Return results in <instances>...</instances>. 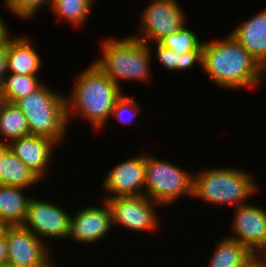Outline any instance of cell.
<instances>
[{"mask_svg": "<svg viewBox=\"0 0 266 267\" xmlns=\"http://www.w3.org/2000/svg\"><path fill=\"white\" fill-rule=\"evenodd\" d=\"M202 70L212 84L226 90L256 88L266 79L259 64L230 33L220 40L203 41Z\"/></svg>", "mask_w": 266, "mask_h": 267, "instance_id": "1", "label": "cell"}, {"mask_svg": "<svg viewBox=\"0 0 266 267\" xmlns=\"http://www.w3.org/2000/svg\"><path fill=\"white\" fill-rule=\"evenodd\" d=\"M74 81L73 91L65 95L68 124L75 113L93 129L102 131L123 91L93 63L79 72Z\"/></svg>", "mask_w": 266, "mask_h": 267, "instance_id": "2", "label": "cell"}, {"mask_svg": "<svg viewBox=\"0 0 266 267\" xmlns=\"http://www.w3.org/2000/svg\"><path fill=\"white\" fill-rule=\"evenodd\" d=\"M151 44L130 36L122 39L106 38L100 43L102 56L93 61L103 73L122 90L120 81L151 80L150 63L154 55Z\"/></svg>", "mask_w": 266, "mask_h": 267, "instance_id": "3", "label": "cell"}, {"mask_svg": "<svg viewBox=\"0 0 266 267\" xmlns=\"http://www.w3.org/2000/svg\"><path fill=\"white\" fill-rule=\"evenodd\" d=\"M260 188L254 176L245 170L226 167L201 170L193 174V198L218 205L246 204Z\"/></svg>", "mask_w": 266, "mask_h": 267, "instance_id": "4", "label": "cell"}, {"mask_svg": "<svg viewBox=\"0 0 266 267\" xmlns=\"http://www.w3.org/2000/svg\"><path fill=\"white\" fill-rule=\"evenodd\" d=\"M23 112L31 135L49 138L60 145L68 126L65 94L46 84L15 102Z\"/></svg>", "mask_w": 266, "mask_h": 267, "instance_id": "5", "label": "cell"}, {"mask_svg": "<svg viewBox=\"0 0 266 267\" xmlns=\"http://www.w3.org/2000/svg\"><path fill=\"white\" fill-rule=\"evenodd\" d=\"M144 195L162 206H170L181 196L193 197V172L145 153Z\"/></svg>", "mask_w": 266, "mask_h": 267, "instance_id": "6", "label": "cell"}, {"mask_svg": "<svg viewBox=\"0 0 266 267\" xmlns=\"http://www.w3.org/2000/svg\"><path fill=\"white\" fill-rule=\"evenodd\" d=\"M141 11L140 29L135 36L141 42L158 43L165 36L182 29L187 21L184 10L178 0H150ZM140 34V36H139Z\"/></svg>", "mask_w": 266, "mask_h": 267, "instance_id": "7", "label": "cell"}, {"mask_svg": "<svg viewBox=\"0 0 266 267\" xmlns=\"http://www.w3.org/2000/svg\"><path fill=\"white\" fill-rule=\"evenodd\" d=\"M67 212L55 202L43 201L33 196L22 226L50 247L49 240L69 238L72 215Z\"/></svg>", "mask_w": 266, "mask_h": 267, "instance_id": "8", "label": "cell"}, {"mask_svg": "<svg viewBox=\"0 0 266 267\" xmlns=\"http://www.w3.org/2000/svg\"><path fill=\"white\" fill-rule=\"evenodd\" d=\"M5 237L10 267H56L49 246L22 225L5 226Z\"/></svg>", "mask_w": 266, "mask_h": 267, "instance_id": "9", "label": "cell"}, {"mask_svg": "<svg viewBox=\"0 0 266 267\" xmlns=\"http://www.w3.org/2000/svg\"><path fill=\"white\" fill-rule=\"evenodd\" d=\"M109 205L112 224L120 225L131 231L153 232L160 227V218L155 209L160 206L145 195L116 196L103 198Z\"/></svg>", "mask_w": 266, "mask_h": 267, "instance_id": "10", "label": "cell"}, {"mask_svg": "<svg viewBox=\"0 0 266 267\" xmlns=\"http://www.w3.org/2000/svg\"><path fill=\"white\" fill-rule=\"evenodd\" d=\"M229 238L246 246L252 253H266V209L243 204L234 207Z\"/></svg>", "mask_w": 266, "mask_h": 267, "instance_id": "11", "label": "cell"}, {"mask_svg": "<svg viewBox=\"0 0 266 267\" xmlns=\"http://www.w3.org/2000/svg\"><path fill=\"white\" fill-rule=\"evenodd\" d=\"M145 153L124 159L112 167L103 180L106 198L144 195Z\"/></svg>", "mask_w": 266, "mask_h": 267, "instance_id": "12", "label": "cell"}, {"mask_svg": "<svg viewBox=\"0 0 266 267\" xmlns=\"http://www.w3.org/2000/svg\"><path fill=\"white\" fill-rule=\"evenodd\" d=\"M103 206L89 205L71 216L69 238L77 243L90 244L108 236L113 224L109 205L103 200Z\"/></svg>", "mask_w": 266, "mask_h": 267, "instance_id": "13", "label": "cell"}, {"mask_svg": "<svg viewBox=\"0 0 266 267\" xmlns=\"http://www.w3.org/2000/svg\"><path fill=\"white\" fill-rule=\"evenodd\" d=\"M56 145L53 140L36 135H26L9 142V149L41 179L48 174V166L53 162ZM54 151V152H53ZM50 164V165H49Z\"/></svg>", "mask_w": 266, "mask_h": 267, "instance_id": "14", "label": "cell"}, {"mask_svg": "<svg viewBox=\"0 0 266 267\" xmlns=\"http://www.w3.org/2000/svg\"><path fill=\"white\" fill-rule=\"evenodd\" d=\"M230 34L260 64L266 57V8L243 21Z\"/></svg>", "mask_w": 266, "mask_h": 267, "instance_id": "15", "label": "cell"}, {"mask_svg": "<svg viewBox=\"0 0 266 267\" xmlns=\"http://www.w3.org/2000/svg\"><path fill=\"white\" fill-rule=\"evenodd\" d=\"M6 64L7 73L37 75L43 62L28 35H20L13 37L7 44Z\"/></svg>", "mask_w": 266, "mask_h": 267, "instance_id": "16", "label": "cell"}, {"mask_svg": "<svg viewBox=\"0 0 266 267\" xmlns=\"http://www.w3.org/2000/svg\"><path fill=\"white\" fill-rule=\"evenodd\" d=\"M26 188L0 185V224L2 226L22 225L25 221L31 195H26Z\"/></svg>", "mask_w": 266, "mask_h": 267, "instance_id": "17", "label": "cell"}, {"mask_svg": "<svg viewBox=\"0 0 266 267\" xmlns=\"http://www.w3.org/2000/svg\"><path fill=\"white\" fill-rule=\"evenodd\" d=\"M41 180L10 149L6 152L3 158L2 184L31 189Z\"/></svg>", "mask_w": 266, "mask_h": 267, "instance_id": "18", "label": "cell"}, {"mask_svg": "<svg viewBox=\"0 0 266 267\" xmlns=\"http://www.w3.org/2000/svg\"><path fill=\"white\" fill-rule=\"evenodd\" d=\"M215 245L208 267H239L252 253L246 246L226 236Z\"/></svg>", "mask_w": 266, "mask_h": 267, "instance_id": "19", "label": "cell"}, {"mask_svg": "<svg viewBox=\"0 0 266 267\" xmlns=\"http://www.w3.org/2000/svg\"><path fill=\"white\" fill-rule=\"evenodd\" d=\"M28 123L15 103L4 101L0 107V137L5 142L29 135Z\"/></svg>", "mask_w": 266, "mask_h": 267, "instance_id": "20", "label": "cell"}, {"mask_svg": "<svg viewBox=\"0 0 266 267\" xmlns=\"http://www.w3.org/2000/svg\"><path fill=\"white\" fill-rule=\"evenodd\" d=\"M96 0H52L50 8L74 28L82 27L91 15Z\"/></svg>", "mask_w": 266, "mask_h": 267, "instance_id": "21", "label": "cell"}, {"mask_svg": "<svg viewBox=\"0 0 266 267\" xmlns=\"http://www.w3.org/2000/svg\"><path fill=\"white\" fill-rule=\"evenodd\" d=\"M43 84L37 75L7 73L0 87V93L4 101L15 103L18 99L39 89Z\"/></svg>", "mask_w": 266, "mask_h": 267, "instance_id": "22", "label": "cell"}, {"mask_svg": "<svg viewBox=\"0 0 266 267\" xmlns=\"http://www.w3.org/2000/svg\"><path fill=\"white\" fill-rule=\"evenodd\" d=\"M157 44V50L154 54L156 59L161 63L165 69L170 71H183L185 69H191L194 65L200 66L202 68V51L203 49H193L188 51L183 55L174 53L169 48L163 47L159 43Z\"/></svg>", "mask_w": 266, "mask_h": 267, "instance_id": "23", "label": "cell"}, {"mask_svg": "<svg viewBox=\"0 0 266 267\" xmlns=\"http://www.w3.org/2000/svg\"><path fill=\"white\" fill-rule=\"evenodd\" d=\"M187 25L178 32L165 36L158 43L163 47L169 48L174 53L178 52L180 55L193 49H203V41L201 42L196 33L188 28Z\"/></svg>", "mask_w": 266, "mask_h": 267, "instance_id": "24", "label": "cell"}, {"mask_svg": "<svg viewBox=\"0 0 266 267\" xmlns=\"http://www.w3.org/2000/svg\"><path fill=\"white\" fill-rule=\"evenodd\" d=\"M141 107L132 97L122 94L115 102L111 117L124 125H132Z\"/></svg>", "mask_w": 266, "mask_h": 267, "instance_id": "25", "label": "cell"}, {"mask_svg": "<svg viewBox=\"0 0 266 267\" xmlns=\"http://www.w3.org/2000/svg\"><path fill=\"white\" fill-rule=\"evenodd\" d=\"M6 9L16 17L32 19L45 4H51L52 0H3Z\"/></svg>", "mask_w": 266, "mask_h": 267, "instance_id": "26", "label": "cell"}, {"mask_svg": "<svg viewBox=\"0 0 266 267\" xmlns=\"http://www.w3.org/2000/svg\"><path fill=\"white\" fill-rule=\"evenodd\" d=\"M239 267H266V253H251Z\"/></svg>", "mask_w": 266, "mask_h": 267, "instance_id": "27", "label": "cell"}, {"mask_svg": "<svg viewBox=\"0 0 266 267\" xmlns=\"http://www.w3.org/2000/svg\"><path fill=\"white\" fill-rule=\"evenodd\" d=\"M7 45L0 46V87L7 75Z\"/></svg>", "mask_w": 266, "mask_h": 267, "instance_id": "28", "label": "cell"}, {"mask_svg": "<svg viewBox=\"0 0 266 267\" xmlns=\"http://www.w3.org/2000/svg\"><path fill=\"white\" fill-rule=\"evenodd\" d=\"M7 262V242L5 237V226L0 231V265Z\"/></svg>", "mask_w": 266, "mask_h": 267, "instance_id": "29", "label": "cell"}, {"mask_svg": "<svg viewBox=\"0 0 266 267\" xmlns=\"http://www.w3.org/2000/svg\"><path fill=\"white\" fill-rule=\"evenodd\" d=\"M5 21L2 20L0 16V46L7 45L8 42L14 37L9 33V28L6 26Z\"/></svg>", "mask_w": 266, "mask_h": 267, "instance_id": "30", "label": "cell"}, {"mask_svg": "<svg viewBox=\"0 0 266 267\" xmlns=\"http://www.w3.org/2000/svg\"><path fill=\"white\" fill-rule=\"evenodd\" d=\"M9 150V143L1 140L0 142V185H2L3 158Z\"/></svg>", "mask_w": 266, "mask_h": 267, "instance_id": "31", "label": "cell"}, {"mask_svg": "<svg viewBox=\"0 0 266 267\" xmlns=\"http://www.w3.org/2000/svg\"><path fill=\"white\" fill-rule=\"evenodd\" d=\"M262 74L266 77V57L265 59L259 64Z\"/></svg>", "mask_w": 266, "mask_h": 267, "instance_id": "32", "label": "cell"}, {"mask_svg": "<svg viewBox=\"0 0 266 267\" xmlns=\"http://www.w3.org/2000/svg\"><path fill=\"white\" fill-rule=\"evenodd\" d=\"M3 102H4V99H3V97H2V95L0 93V107H1V105H2Z\"/></svg>", "mask_w": 266, "mask_h": 267, "instance_id": "33", "label": "cell"}, {"mask_svg": "<svg viewBox=\"0 0 266 267\" xmlns=\"http://www.w3.org/2000/svg\"><path fill=\"white\" fill-rule=\"evenodd\" d=\"M0 267H10L8 264L0 265Z\"/></svg>", "mask_w": 266, "mask_h": 267, "instance_id": "34", "label": "cell"}]
</instances>
